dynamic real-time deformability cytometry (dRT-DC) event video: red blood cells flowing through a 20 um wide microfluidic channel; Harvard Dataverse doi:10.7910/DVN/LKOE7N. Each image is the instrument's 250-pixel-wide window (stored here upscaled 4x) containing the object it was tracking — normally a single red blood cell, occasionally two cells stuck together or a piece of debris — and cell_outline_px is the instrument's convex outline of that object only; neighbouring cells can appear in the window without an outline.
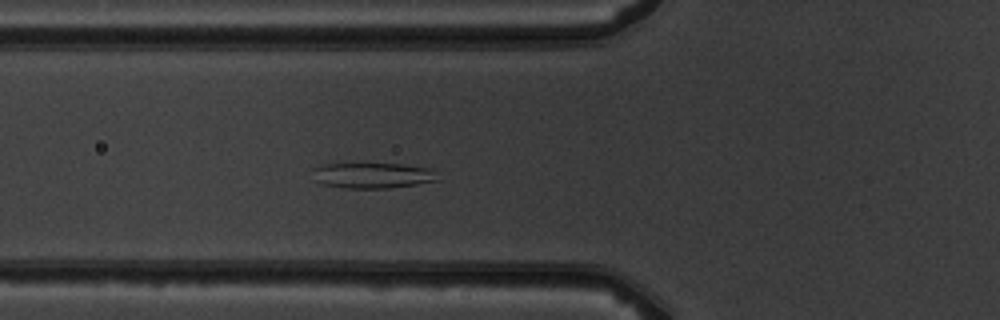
{"species": "common noctule bat (a hibernating species)", "species_latin": "Nyctalus noctula", "temperature_condition": "warm", "stored_images_in_passage": 5, "camera_frame_rate_fps": 3000, "um_per_image_px": 0.085, "animal": {"sex": "male", "body_mass_g": 19.5, "forearm_length_mm": 54.6}, "frame": {"image": 1, "passage_image": 5, "time_ms": 5.667, "image_size_px": [1000, 320], "cell_outline_px": [[440, 180], [416, 184], [388, 188], [344, 188], [324, 184], [312, 180], [312, 168], [320, 164], [400, 164], [432, 168]], "centroid_in_image_um": [31.63, 14.91], "position_along_channel_um": 94.2, "area_um2": 18.79}}